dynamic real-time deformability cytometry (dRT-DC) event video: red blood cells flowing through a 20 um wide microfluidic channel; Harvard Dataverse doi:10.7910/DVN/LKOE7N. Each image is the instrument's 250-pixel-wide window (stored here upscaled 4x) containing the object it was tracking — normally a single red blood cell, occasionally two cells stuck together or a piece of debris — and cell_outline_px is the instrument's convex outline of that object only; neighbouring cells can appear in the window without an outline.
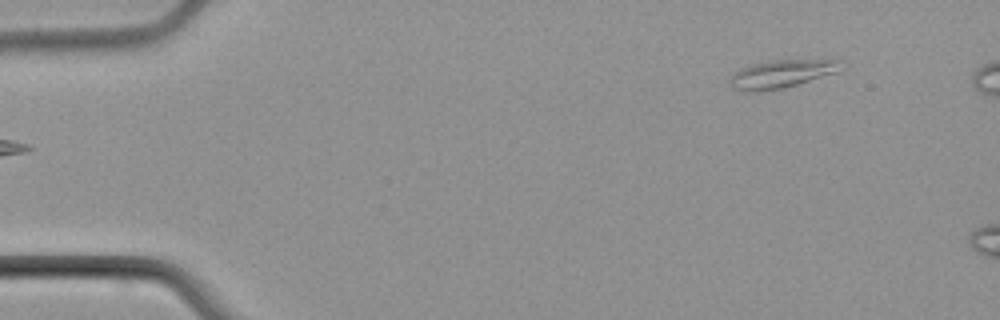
{"species": "common noctule bat (a hibernating species)", "species_latin": "Nyctalus noctula", "temperature_condition": "cold", "stored_images_in_passage": 4, "camera_frame_rate_fps": 3000, "um_per_image_px": 0.085, "animal": {"sex": "male", "body_mass_g": 21.5, "forearm_length_mm": 52.0}, "frame": {"image": 1, "passage_image": 1, "time_ms": 0.0, "image_size_px": [1000, 320], "cell_outline_px": [[844, 68], [836, 72], [784, 88], [756, 92], [732, 88], [728, 80], [732, 72], [740, 68], [752, 64], [772, 60], [840, 60]], "centroid_in_image_um": [66.38, 6.28], "position_along_channel_um": 18.6, "area_um2": 18.09}}